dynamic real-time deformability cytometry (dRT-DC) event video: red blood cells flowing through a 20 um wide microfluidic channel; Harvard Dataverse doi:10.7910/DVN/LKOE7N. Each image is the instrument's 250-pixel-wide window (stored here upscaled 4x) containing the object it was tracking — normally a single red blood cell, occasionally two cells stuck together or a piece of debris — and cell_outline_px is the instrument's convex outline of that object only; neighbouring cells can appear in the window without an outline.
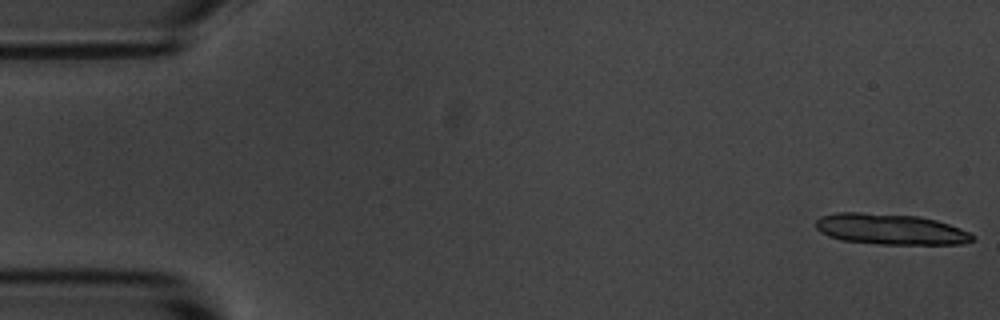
{"species": "common noctule bat (a hibernating species)", "species_latin": "Nyctalus noctula", "temperature_condition": "room temperature", "stored_images_in_passage": 15, "camera_frame_rate_fps": 3000, "um_per_image_px": 0.085, "animal": {"sex": "male", "body_mass_g": 20.1, "forearm_length_mm": 53.5}, "frame": {"image": 1, "passage_image": 1, "time_ms": 0.0, "image_size_px": [1000, 320], "cell_outline_px": [[976, 240], [964, 244], [880, 244], [844, 240], [828, 236], [820, 232], [816, 228], [816, 220], [820, 216], [836, 212], [860, 212], [920, 216], [936, 220], [960, 228], [968, 232]], "centroid_in_image_um": [75.67, 19.47], "position_along_channel_um": 9.3, "area_um2": 28.15}}